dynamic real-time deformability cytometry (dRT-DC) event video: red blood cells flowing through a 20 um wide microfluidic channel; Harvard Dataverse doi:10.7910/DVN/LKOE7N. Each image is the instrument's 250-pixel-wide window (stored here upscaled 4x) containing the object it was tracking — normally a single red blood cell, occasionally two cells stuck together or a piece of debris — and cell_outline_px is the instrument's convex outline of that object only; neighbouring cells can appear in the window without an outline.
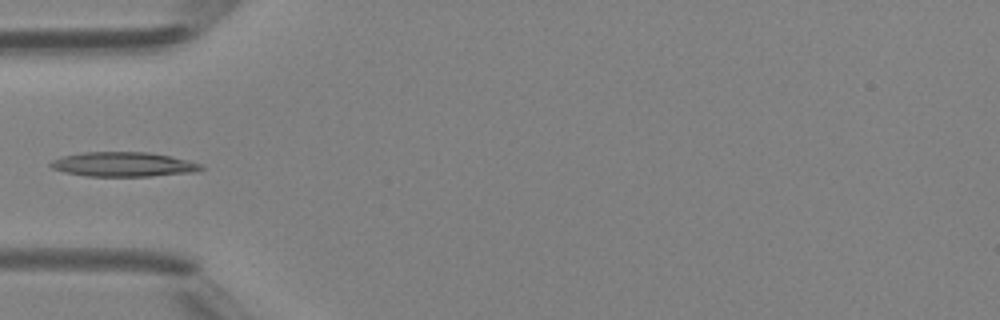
{"species": "Egyptian fruit bat (a non-hibernating species)", "species_latin": "Rousettus aegyptiacus", "temperature_condition": "room temperature", "stored_images_in_passage": 32, "camera_frame_rate_fps": 3000, "um_per_image_px": 0.085, "animal": {"sex": "female"}, "frame": {"image": 1, "passage_image": 1, "time_ms": 0.0, "image_size_px": [1000, 320], "cell_outline_px": [[204, 168], [196, 172], [152, 176], [88, 176], [64, 172], [52, 168], [48, 164], [52, 160], [60, 156], [84, 152], [148, 152], [188, 160], [204, 164]], "centroid_in_image_um": [10.49, 13.97], "position_along_channel_um": 74.5, "area_um2": 21.62}}
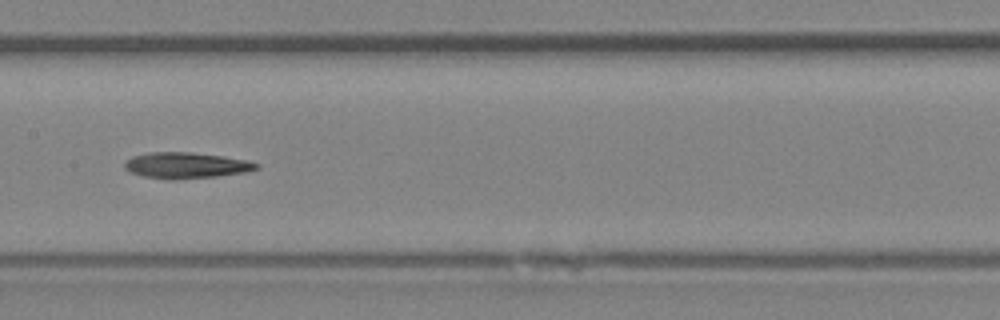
{"frame": {"image": 2, "passage_image": 9, "time_ms": 2.667, "image_size_px": [1000, 320], "cell_outline_px": [[260, 168], [248, 172], [216, 176], [172, 180], [144, 176], [132, 172], [124, 168], [124, 160], [132, 156], [148, 152], [192, 152], [224, 156], [248, 160], [260, 164]], "centroid_in_image_um": [15.84, 14.05], "position_along_channel_um": 191.6, "area_um2": 20.17}}
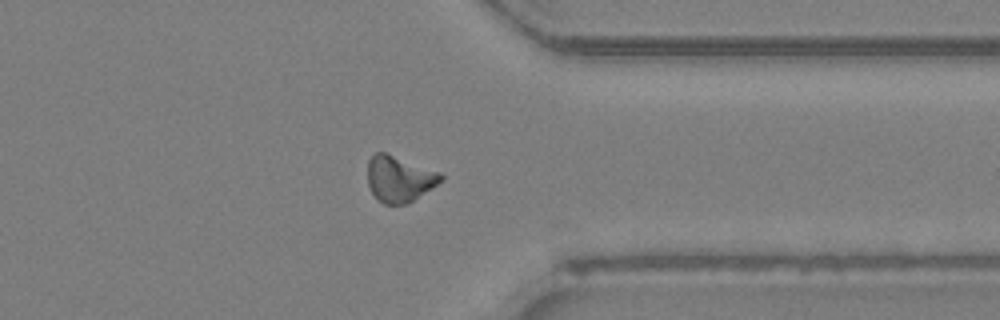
{"frame": {"image": 3, "passage_image": 22, "time_ms": 7.0, "image_size_px": [1000, 320], "cell_outline_px": [[444, 180], [408, 204], [384, 204], [372, 192], [368, 184], [368, 160], [376, 152], [384, 152], [440, 172], [444, 176]], "centroid_in_image_um": [33.96, 15.21], "position_along_channel_um": 377.4, "area_um2": 19.54}}